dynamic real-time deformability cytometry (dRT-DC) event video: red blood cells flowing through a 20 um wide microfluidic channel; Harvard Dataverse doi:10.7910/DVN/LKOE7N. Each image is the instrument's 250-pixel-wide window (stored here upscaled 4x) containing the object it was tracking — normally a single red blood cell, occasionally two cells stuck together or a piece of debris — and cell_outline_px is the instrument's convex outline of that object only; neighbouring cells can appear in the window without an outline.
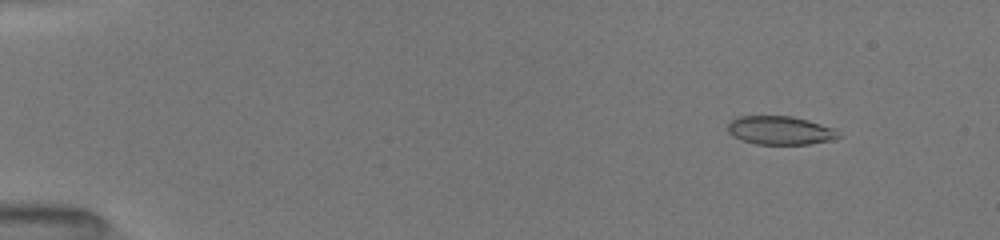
{"species": "common noctule bat (a hibernating species)", "species_latin": "Nyctalus noctula", "temperature_condition": "room temperature", "stored_images_in_passage": 40, "camera_frame_rate_fps": 3000, "um_per_image_px": 0.085, "animal": {"sex": "female", "body_mass_g": 19.5, "forearm_length_mm": 54.1}, "frame": {"image": 1, "passage_image": 8, "time_ms": 1.667, "image_size_px": [1000, 240], "cell_outline_px": [[840, 136], [832, 140], [808, 144], [756, 144], [732, 136], [728, 132], [728, 124], [732, 120], [740, 116], [792, 116], [808, 120], [832, 128]], "centroid_in_image_um": [66.28, 11.08], "position_along_channel_um": 18.7, "area_um2": 18.15}}
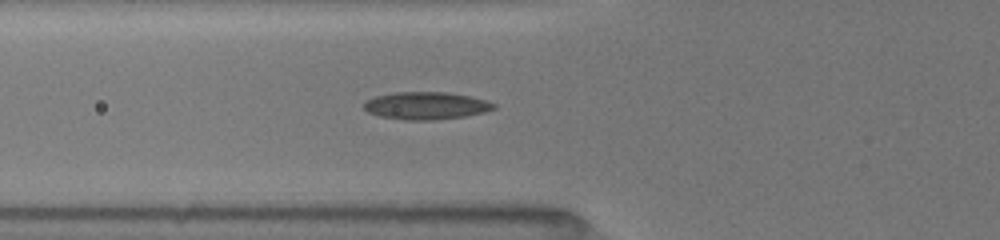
{"frame": {"image": 2, "passage_image": 30, "time_ms": 6.333, "image_size_px": [1000, 240], "cell_outline_px": [[496, 108], [484, 112], [464, 116], [436, 120], [404, 120], [380, 116], [368, 112], [364, 108], [364, 104], [368, 100], [376, 96], [396, 92], [448, 92], [468, 96], [484, 100], [496, 104]], "centroid_in_image_um": [36.22, 8.99], "position_along_channel_um": 89.6, "area_um2": 20.63}}
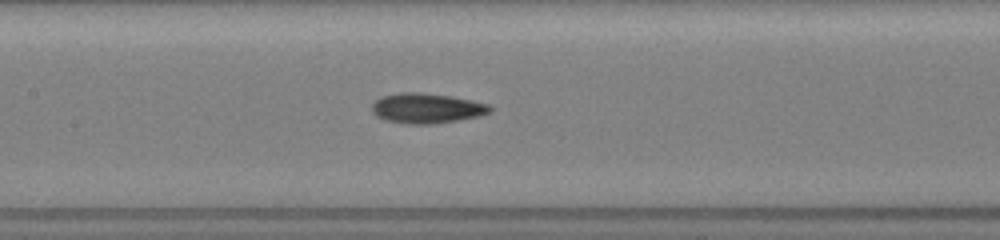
{"frame": {"image": 3, "passage_image": 40, "time_ms": 8.333, "image_size_px": [1000, 240], "cell_outline_px": [[492, 112], [480, 116], [432, 124], [408, 124], [384, 120], [376, 116], [372, 112], [372, 104], [380, 96], [400, 92], [420, 92], [452, 96], [472, 100], [488, 104], [492, 108]], "centroid_in_image_um": [36.25, 9.19], "position_along_channel_um": 171.1, "area_um2": 20.87}}